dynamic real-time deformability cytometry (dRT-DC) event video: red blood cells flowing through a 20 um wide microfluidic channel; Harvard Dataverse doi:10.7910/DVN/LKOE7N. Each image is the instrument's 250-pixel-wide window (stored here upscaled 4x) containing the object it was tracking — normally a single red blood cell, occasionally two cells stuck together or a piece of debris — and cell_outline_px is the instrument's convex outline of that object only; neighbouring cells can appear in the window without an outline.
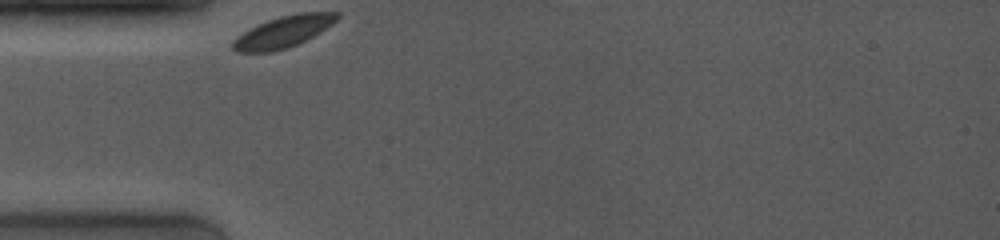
{"species": "common noctule bat (a hibernating species)", "species_latin": "Nyctalus noctula", "temperature_condition": "room temperature", "stored_images_in_passage": 4, "camera_frame_rate_fps": 4000, "um_per_image_px": 0.085, "animal": {"sex": "female", "body_mass_g": 19.0, "forearm_length_mm": 53.3}, "frame": {"image": 1, "passage_image": 1, "time_ms": 0.0, "image_size_px": [1000, 240], "cell_outline_px": [[340, 16], [332, 24], [320, 32], [288, 48], [272, 52], [236, 52], [232, 48], [232, 44], [236, 36], [268, 20], [280, 16], [296, 12], [340, 12]], "centroid_in_image_um": [24.09, 2.69], "position_along_channel_um": 60.9, "area_um2": 18.96}}